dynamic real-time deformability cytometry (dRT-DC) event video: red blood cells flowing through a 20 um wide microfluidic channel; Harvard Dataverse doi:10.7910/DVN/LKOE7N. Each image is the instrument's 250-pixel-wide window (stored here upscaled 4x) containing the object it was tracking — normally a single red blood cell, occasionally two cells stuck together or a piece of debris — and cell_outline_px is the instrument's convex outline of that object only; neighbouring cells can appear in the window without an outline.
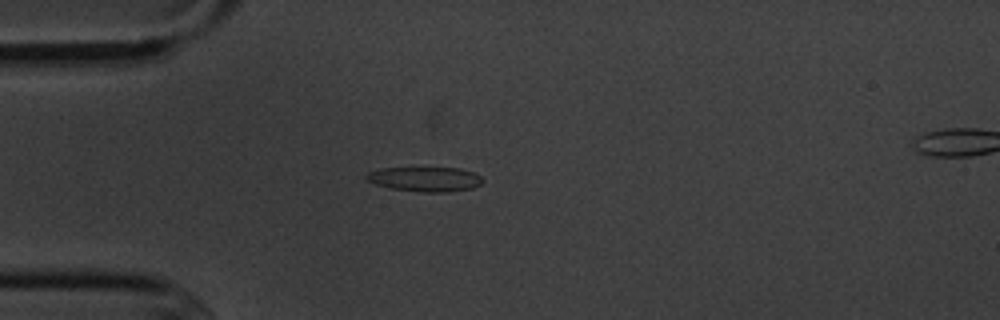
{"species": "common noctule bat (a hibernating species)", "species_latin": "Nyctalus noctula", "temperature_condition": "cold", "stored_images_in_passage": 6, "camera_frame_rate_fps": 3000, "um_per_image_px": 0.085, "animal": {"sex": "male", "body_mass_g": 20.1, "forearm_length_mm": 53.5}, "frame": {"image": 1, "passage_image": 5, "time_ms": 4.667, "image_size_px": [1000, 320], "cell_outline_px": [[484, 180], [480, 184], [472, 188], [448, 192], [420, 192], [388, 188], [376, 184], [368, 180], [364, 176], [368, 172], [384, 168], [460, 168], [472, 172], [480, 176]], "centroid_in_image_um": [36.13, 15.23], "position_along_channel_um": 48.9, "area_um2": 16.65}}